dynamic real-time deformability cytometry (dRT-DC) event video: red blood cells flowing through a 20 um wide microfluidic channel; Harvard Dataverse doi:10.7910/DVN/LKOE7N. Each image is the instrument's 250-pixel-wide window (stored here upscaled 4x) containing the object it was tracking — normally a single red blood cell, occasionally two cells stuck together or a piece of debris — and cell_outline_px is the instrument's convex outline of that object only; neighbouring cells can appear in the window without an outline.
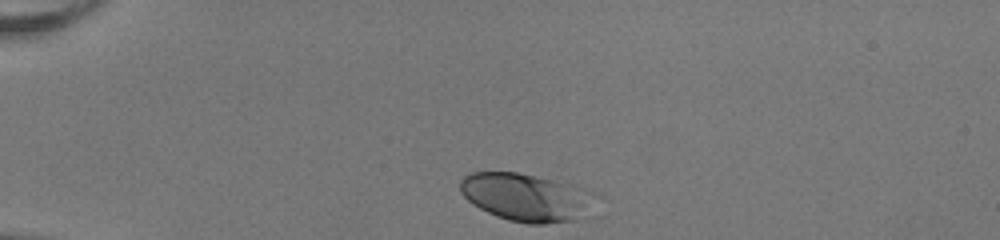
{"species": "human", "species_latin": "Homo sapiens", "temperature_condition": "room temperature", "stored_images_in_passage": 33, "camera_frame_rate_fps": 3000, "um_per_image_px": 0.085, "donor": {"sex": "female"}, "frame": {"image": 1, "passage_image": 1, "time_ms": 0.0, "image_size_px": [1000, 240], "cell_outline_px": [[592, 192], [572, 220], [544, 224], [528, 224], [508, 220], [496, 216], [472, 204], [460, 192], [460, 180], [464, 176], [472, 172], [516, 172], [536, 176], [572, 184], [584, 188]], "centroid_in_image_um": [44.51, 16.73], "position_along_channel_um": 40.5, "area_um2": 36.18}}
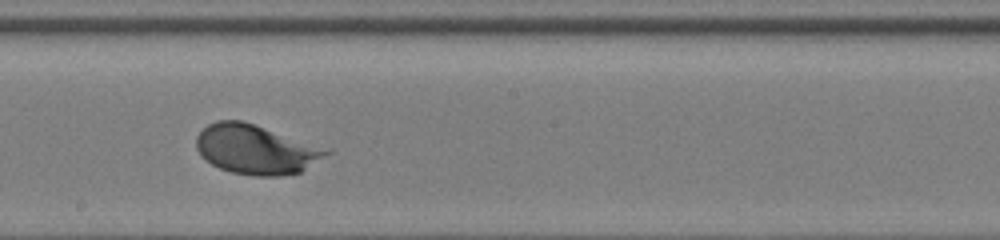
{"frame": {"image": 2, "passage_image": 19, "time_ms": 6.0, "image_size_px": [1000, 240], "cell_outline_px": [[332, 152], [300, 172], [280, 176], [256, 176], [232, 172], [220, 168], [212, 164], [200, 156], [196, 148], [196, 136], [208, 124], [216, 120], [240, 120], [332, 148]], "centroid_in_image_um": [21.78, 12.69], "position_along_channel_um": 226.4, "area_um2": 37.69}}
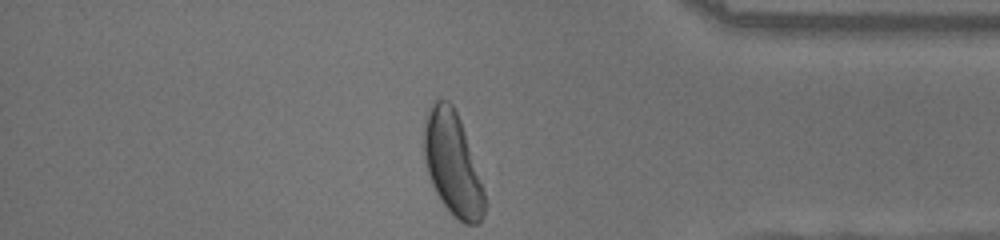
{"frame": {"image": 3, "passage_image": 33, "time_ms": 10.667, "image_size_px": [1000, 240], "cell_outline_px": [[488, 204], [484, 216], [476, 224], [464, 224], [452, 216], [440, 200], [428, 176], [424, 160], [424, 116], [428, 108], [436, 100], [448, 100], [452, 104], [460, 120]], "centroid_in_image_um": [38.45, 13.97], "position_along_channel_um": 396.8, "area_um2": 36.36}, "authors_computed_cell_mechanics": {"area_um2": 36.2406, "velocity_mm_per_s": 4.003, "shape_relaxation_time_tau1_ms": 1.6568, "shape_relaxation_time_tau2_ms": null, "deformation_change_tau1": 0.143, "deformation_change_tau2": null}}